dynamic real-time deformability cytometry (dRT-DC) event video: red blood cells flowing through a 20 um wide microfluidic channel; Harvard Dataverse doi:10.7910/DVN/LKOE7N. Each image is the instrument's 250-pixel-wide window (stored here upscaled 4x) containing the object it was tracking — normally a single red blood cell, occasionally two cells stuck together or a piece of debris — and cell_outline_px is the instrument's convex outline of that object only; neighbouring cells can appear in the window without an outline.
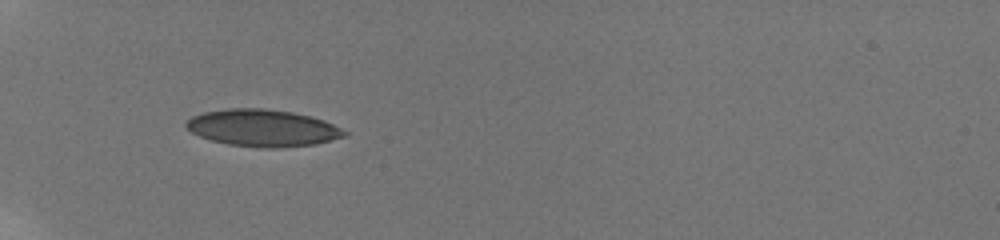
{"species": "human", "species_latin": "Homo sapiens", "temperature_condition": "room temperature", "stored_images_in_passage": 64, "camera_frame_rate_fps": 3000, "um_per_image_px": 0.085, "donor": {"sex": "male"}, "frame": {"image": 1, "passage_image": 1, "time_ms": 0.0, "image_size_px": [1000, 240], "cell_outline_px": [[348, 136], [316, 144], [276, 148], [260, 148], [228, 144], [212, 140], [200, 136], [192, 132], [184, 124], [192, 116], [204, 112], [228, 108], [264, 108], [292, 112], [312, 116], [324, 120], [348, 132]], "centroid_in_image_um": [22.36, 10.88], "position_along_channel_um": 62.6, "area_um2": 34.16}}
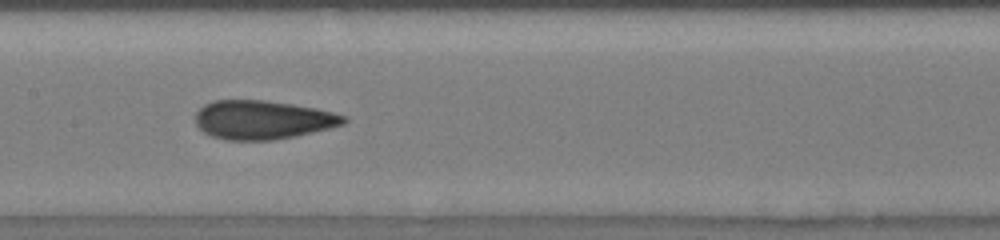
{"frame": {"image": 2, "passage_image": 23, "time_ms": 3.667, "image_size_px": [1000, 240], "cell_outline_px": [[348, 120], [344, 124], [296, 136], [272, 140], [228, 140], [212, 136], [204, 132], [196, 124], [196, 112], [204, 104], [212, 100], [264, 100], [292, 104], [316, 108], [348, 116]], "centroid_in_image_um": [22.33, 10.18], "position_along_channel_um": 185.1, "area_um2": 33.52}}
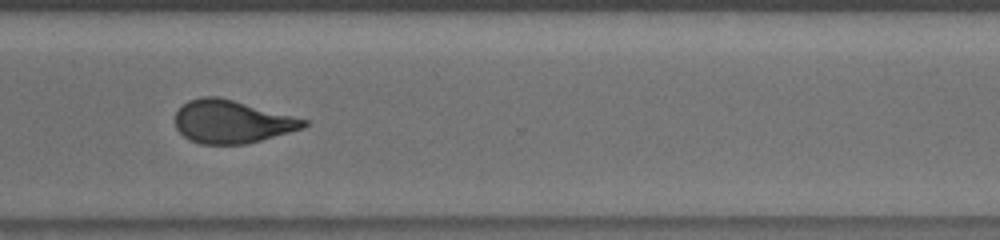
{"frame": {"image": 3, "passage_image": 47, "time_ms": 8.0, "image_size_px": [1000, 240], "cell_outline_px": [[308, 124], [304, 128], [248, 144], [200, 144], [184, 136], [176, 128], [176, 112], [188, 100], [200, 96], [216, 96], [232, 100], [308, 120]], "centroid_in_image_um": [19.7, 10.35], "position_along_channel_um": 350.9, "area_um2": 31.91}, "authors_computed_cell_mechanics": {"area_um2": 33.3506, "velocity_mm_per_s": 3.837, "shape_relaxation_time_tau1_ms": null, "shape_relaxation_time_tau2_ms": 1.2498, "deformation_change_tau1": null, "deformation_change_tau2": 0.0705}}